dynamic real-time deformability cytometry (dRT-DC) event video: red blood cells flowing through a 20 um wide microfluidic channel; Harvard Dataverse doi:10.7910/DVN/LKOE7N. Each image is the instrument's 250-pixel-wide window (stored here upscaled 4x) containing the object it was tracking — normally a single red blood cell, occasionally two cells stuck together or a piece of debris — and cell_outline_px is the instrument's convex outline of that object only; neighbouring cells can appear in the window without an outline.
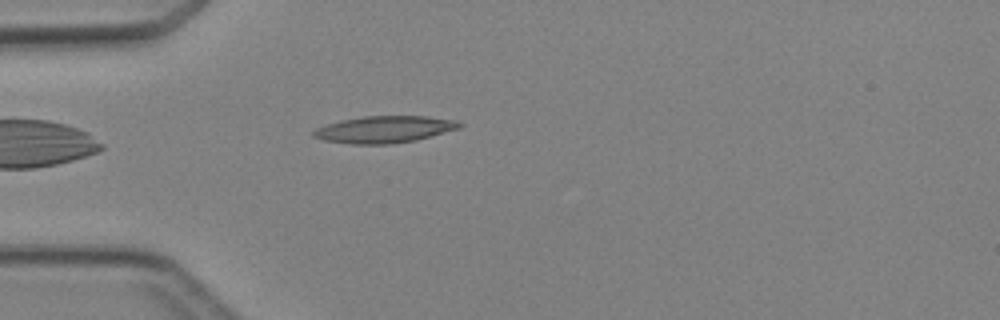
{"species": "Egyptian fruit bat (a non-hibernating species)", "species_latin": "Rousettus aegyptiacus", "temperature_condition": "cold", "stored_images_in_passage": 4, "camera_frame_rate_fps": 3000, "um_per_image_px": 0.085, "animal": {"sex": "female"}, "frame": {"image": 1, "passage_image": 4, "time_ms": 3.333, "image_size_px": [1000, 320], "cell_outline_px": [[464, 124], [460, 128], [416, 140], [392, 144], [352, 144], [324, 140], [312, 136], [312, 132], [316, 128], [340, 120], [364, 116], [428, 116], [456, 120]], "centroid_in_image_um": [32.69, 10.99], "position_along_channel_um": 52.3, "area_um2": 22.89}}